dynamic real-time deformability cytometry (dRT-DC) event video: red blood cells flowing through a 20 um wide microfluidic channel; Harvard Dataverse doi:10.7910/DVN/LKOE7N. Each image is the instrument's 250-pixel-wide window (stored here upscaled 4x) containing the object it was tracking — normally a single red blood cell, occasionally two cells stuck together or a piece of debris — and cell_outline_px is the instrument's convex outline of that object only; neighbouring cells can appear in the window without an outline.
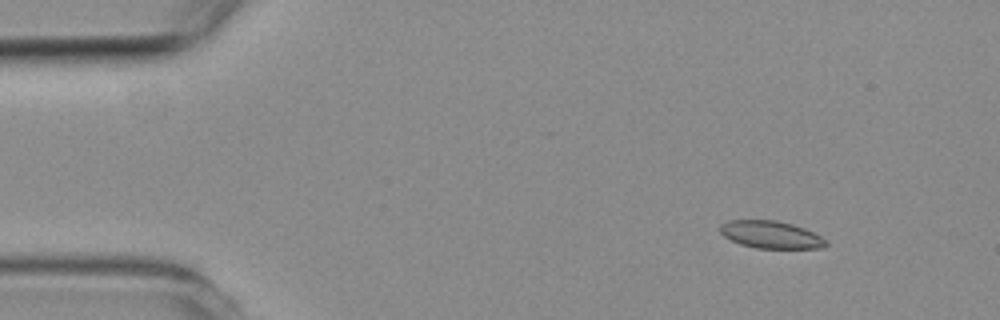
{"species": "common noctule bat (a hibernating species)", "species_latin": "Nyctalus noctula", "temperature_condition": "room temperature", "stored_images_in_passage": 5, "camera_frame_rate_fps": 3000, "um_per_image_px": 0.085, "animal": {"sex": "female", "body_mass_g": 19.3, "forearm_length_mm": 54.1}, "frame": {"image": 1, "passage_image": 2, "time_ms": 1.0, "image_size_px": [1000, 320], "cell_outline_px": [[828, 244], [820, 248], [756, 248], [740, 244], [724, 236], [720, 232], [720, 224], [728, 220], [776, 220], [792, 224], [804, 228], [828, 240]], "centroid_in_image_um": [65.52, 19.94], "position_along_channel_um": 19.5, "area_um2": 16.88}}